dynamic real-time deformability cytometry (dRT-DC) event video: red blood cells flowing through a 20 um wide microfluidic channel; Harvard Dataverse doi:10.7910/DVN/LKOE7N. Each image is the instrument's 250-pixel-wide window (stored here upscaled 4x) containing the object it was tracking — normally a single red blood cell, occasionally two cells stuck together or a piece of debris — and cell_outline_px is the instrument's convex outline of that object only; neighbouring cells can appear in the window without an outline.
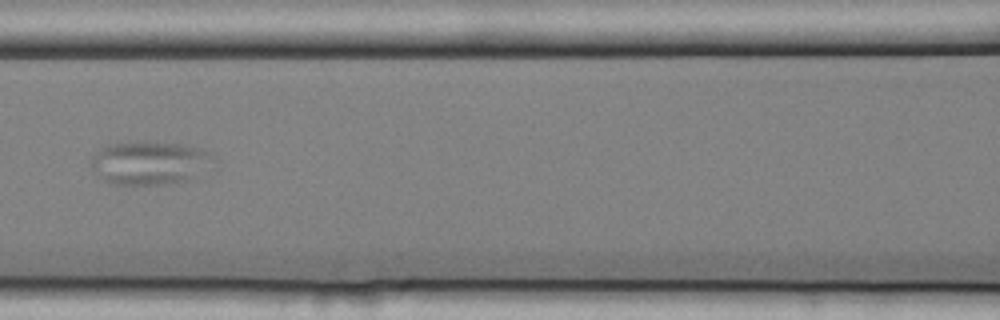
{"species": "common noctule bat (a hibernating species)", "species_latin": "Nyctalus noctula", "temperature_condition": "cold", "stored_images_in_passage": 7, "camera_frame_rate_fps": 3000, "um_per_image_px": 0.085, "animal": {"sex": "female", "body_mass_g": 25.1}, "frame": {"image": 1, "passage_image": 7, "time_ms": 2.0, "image_size_px": [1000, 320], "cell_outline_px": [[216, 168], [188, 180], [168, 184], [108, 184], [100, 176], [92, 164], [92, 156], [100, 148], [108, 144], [180, 144], [212, 152], [216, 160]], "centroid_in_image_um": [12.86, 13.89], "position_along_channel_um": 153.7, "area_um2": 30.63}}